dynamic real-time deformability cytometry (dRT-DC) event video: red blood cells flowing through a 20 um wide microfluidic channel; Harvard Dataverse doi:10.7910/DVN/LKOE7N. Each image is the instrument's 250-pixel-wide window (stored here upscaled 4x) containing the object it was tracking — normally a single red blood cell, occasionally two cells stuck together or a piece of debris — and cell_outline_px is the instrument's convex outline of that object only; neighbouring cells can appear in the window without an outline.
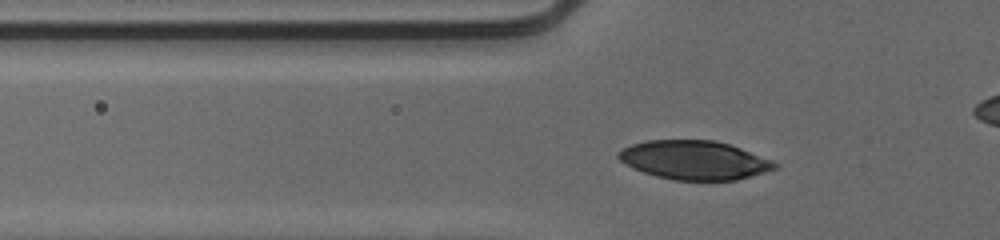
{"species": "human", "species_latin": "Homo sapiens", "temperature_condition": "cold", "stored_images_in_passage": 49, "camera_frame_rate_fps": 3000, "um_per_image_px": 0.085, "donor": {"sex": "male"}, "frame": {"image": 1, "passage_image": 14, "time_ms": 4.333, "image_size_px": [1000, 240], "cell_outline_px": [[780, 164], [776, 168], [764, 172], [736, 180], [672, 180], [656, 176], [632, 168], [620, 160], [616, 156], [616, 152], [632, 144], [648, 140], [712, 140], [728, 144], [740, 148], [772, 160]], "centroid_in_image_um": [59.0, 13.61], "position_along_channel_um": 66.8, "area_um2": 35.26}}
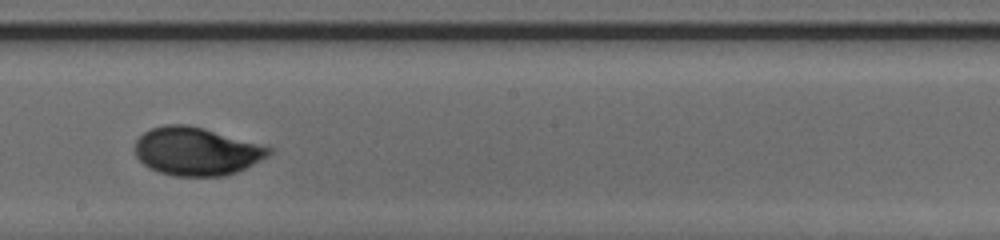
{"frame": {"image": 2, "passage_image": 27, "time_ms": 8.667, "image_size_px": [1000, 240], "cell_outline_px": [[272, 152], [268, 156], [236, 172], [224, 176], [172, 176], [148, 168], [136, 156], [136, 140], [144, 132], [152, 128], [164, 124], [188, 124], [268, 144], [272, 148]], "centroid_in_image_um": [16.75, 12.84], "position_along_channel_um": 231.5, "area_um2": 37.97}}
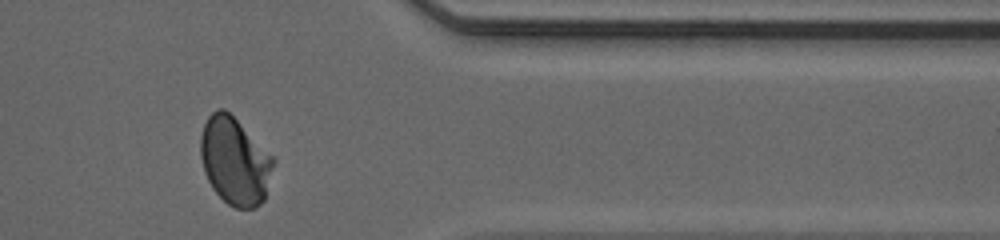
{"frame": {"image": 3, "passage_image": 40, "time_ms": 13.0, "image_size_px": [1000, 240], "cell_outline_px": [[276, 160], [264, 200], [256, 208], [236, 208], [228, 204], [212, 188], [204, 172], [200, 156], [200, 136], [204, 124], [208, 116], [216, 108], [224, 108], [276, 156]], "centroid_in_image_um": [19.98, 13.67], "position_along_channel_um": 391.4, "area_um2": 37.63}, "authors_computed_cell_mechanics": {"area_um2": 36.125, "velocity_mm_per_s": 3.9294, "shape_relaxation_time_tau1_ms": 3.6283, "shape_relaxation_time_tau2_ms": 0.9148, "deformation_change_tau1": 0.1454, "deformation_change_tau2": 0.0327}}